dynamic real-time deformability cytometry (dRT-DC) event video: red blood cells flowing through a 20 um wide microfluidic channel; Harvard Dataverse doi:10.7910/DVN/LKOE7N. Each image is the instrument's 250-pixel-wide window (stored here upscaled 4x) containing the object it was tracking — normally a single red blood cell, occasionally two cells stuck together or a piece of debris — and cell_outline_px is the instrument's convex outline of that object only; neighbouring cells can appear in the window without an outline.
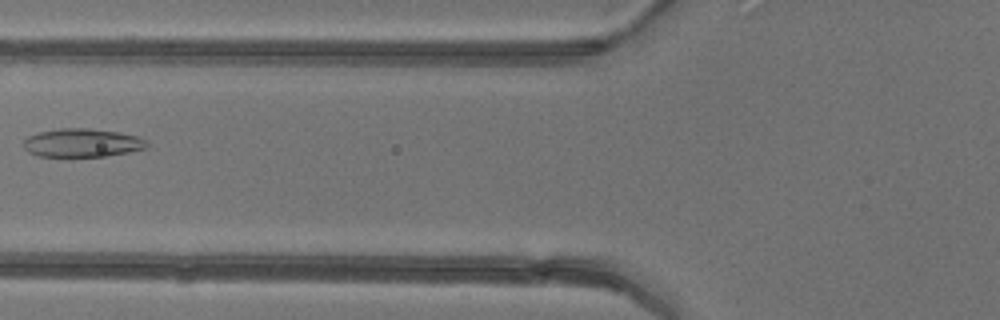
{"species": "common noctule bat (a hibernating species)", "species_latin": "Nyctalus noctula", "temperature_condition": "warm", "stored_images_in_passage": 3, "camera_frame_rate_fps": 3000, "um_per_image_px": 0.085, "animal": {"sex": "female"}, "frame": {"image": 1, "passage_image": 3, "time_ms": 2.667, "image_size_px": [1000, 320], "cell_outline_px": [[148, 148], [128, 152], [104, 156], [40, 156], [28, 152], [24, 148], [24, 140], [28, 136], [40, 132], [60, 128], [88, 128], [120, 132], [136, 136], [148, 140]], "centroid_in_image_um": [7.01, 12.13], "position_along_channel_um": 118.8, "area_um2": 20.4}}